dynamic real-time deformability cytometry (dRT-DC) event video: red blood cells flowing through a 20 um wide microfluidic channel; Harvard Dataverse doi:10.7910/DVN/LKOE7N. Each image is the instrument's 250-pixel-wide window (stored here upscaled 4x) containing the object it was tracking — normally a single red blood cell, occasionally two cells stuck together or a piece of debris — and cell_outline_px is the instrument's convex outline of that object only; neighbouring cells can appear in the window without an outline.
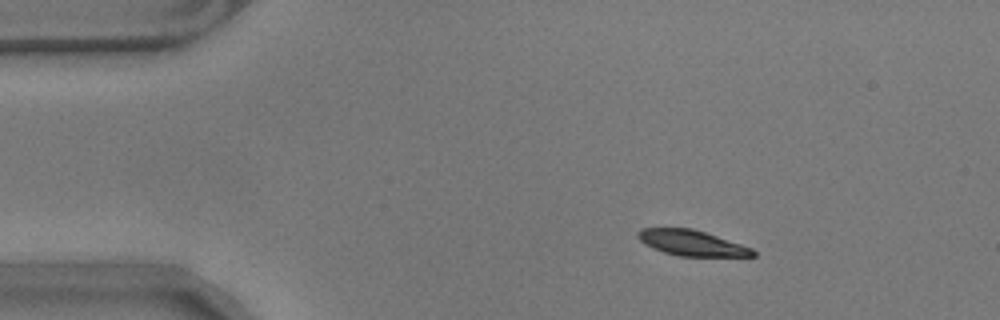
{"species": "common noctule bat (a hibernating species)", "species_latin": "Nyctalus noctula", "temperature_condition": "warm", "stored_images_in_passage": 49, "camera_frame_rate_fps": 3000, "um_per_image_px": 0.085, "animal": {"sex": "male", "body_mass_g": 17.9}, "frame": {"image": 1, "passage_image": 1, "time_ms": 0.0, "image_size_px": [1000, 320], "cell_outline_px": [[756, 256], [680, 256], [664, 252], [652, 248], [644, 244], [636, 236], [636, 232], [640, 228], [692, 228], [752, 248], [756, 252]], "centroid_in_image_um": [58.74, 20.65], "position_along_channel_um": 26.3, "area_um2": 16.99}}
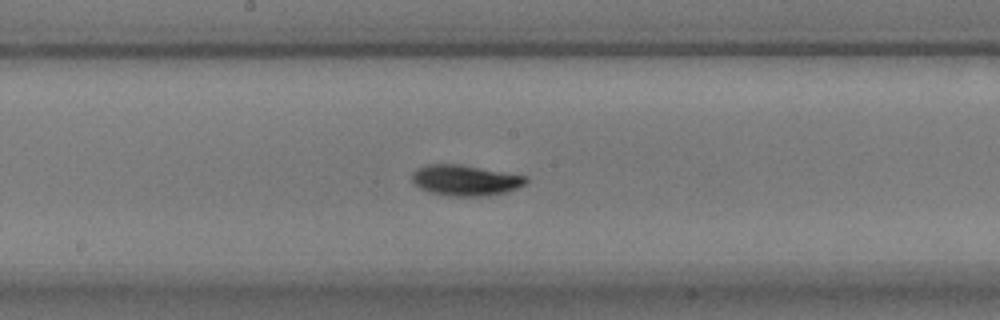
{"frame": {"image": 2, "passage_image": 22, "time_ms": 7.0, "image_size_px": [1000, 320], "cell_outline_px": [[528, 180], [524, 184], [516, 188], [504, 192], [484, 196], [448, 196], [428, 192], [412, 184], [412, 172], [416, 168], [428, 164], [460, 164], [528, 176]], "centroid_in_image_um": [39.5, 15.32], "position_along_channel_um": 208.7, "area_um2": 20.52}}
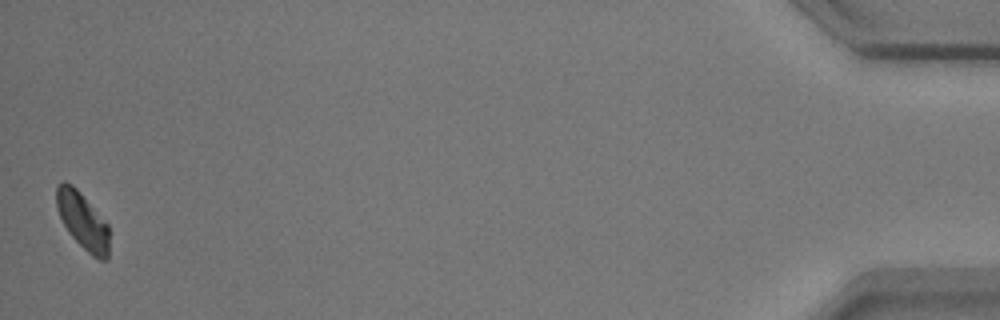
{"frame": {"image": 3, "passage_image": 49, "time_ms": 16.0, "image_size_px": [1000, 320], "cell_outline_px": [[108, 260], [100, 260], [92, 256], [68, 232], [60, 216], [56, 204], [56, 184], [64, 180], [72, 184], [80, 192], [108, 224]], "centroid_in_image_um": [7.01, 18.74], "position_along_channel_um": 428.2, "area_um2": 17.28}, "authors_computed_cell_mechanics": {"area_um2": 18.8428, "velocity_mm_per_s": 3.488, "shape_relaxation_time_tau1_ms": 1.9922, "shape_relaxation_time_tau2_ms": null, "deformation_change_tau1": 0.092, "deformation_change_tau2": null}}